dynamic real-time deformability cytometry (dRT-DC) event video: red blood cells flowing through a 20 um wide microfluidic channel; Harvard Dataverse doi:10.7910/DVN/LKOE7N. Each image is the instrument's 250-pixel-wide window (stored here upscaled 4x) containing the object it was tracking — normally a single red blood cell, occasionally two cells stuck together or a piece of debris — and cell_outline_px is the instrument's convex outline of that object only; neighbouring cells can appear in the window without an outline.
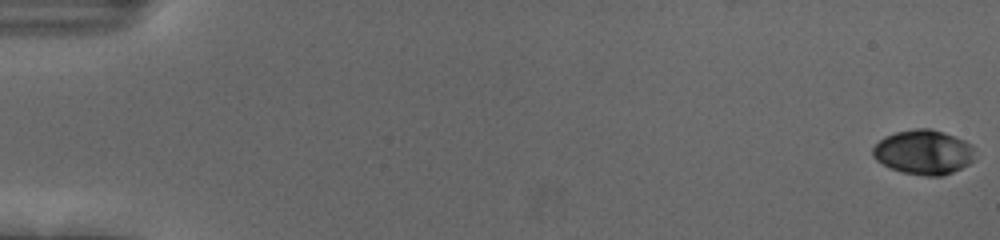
{"species": "human", "species_latin": "Homo sapiens", "temperature_condition": "cold", "stored_images_in_passage": 56, "camera_frame_rate_fps": 3000, "um_per_image_px": 0.085, "donor": {"sex": "female"}, "frame": {"image": 1, "passage_image": 1, "time_ms": 0.0, "image_size_px": [1000, 240], "cell_outline_px": [[972, 160], [968, 164], [944, 176], [924, 176], [904, 172], [892, 168], [876, 160], [872, 156], [872, 148], [884, 136], [896, 132], [916, 128], [928, 128], [944, 132], [964, 140], [972, 144]], "centroid_in_image_um": [78.48, 12.93], "position_along_channel_um": 6.5, "area_um2": 26.3}}
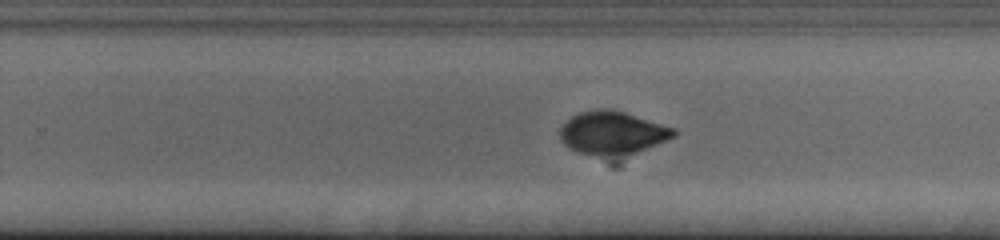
{"frame": {"image": 2, "passage_image": 37, "time_ms": 12.0, "image_size_px": [1000, 240], "cell_outline_px": [[676, 136], [628, 156], [596, 156], [580, 152], [564, 144], [560, 140], [560, 128], [572, 116], [580, 112], [600, 108], [612, 108], [676, 128]], "centroid_in_image_um": [52.08, 11.29], "position_along_channel_um": 277.7, "area_um2": 28.73}}
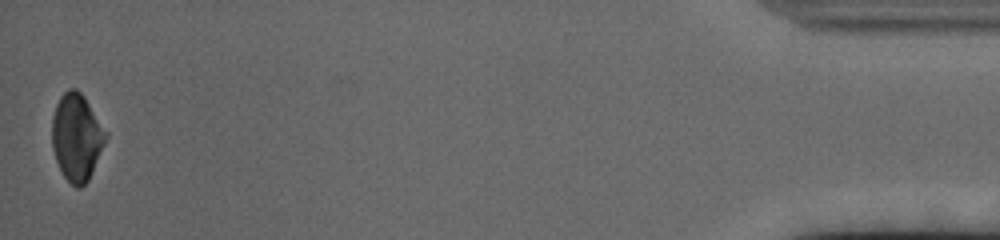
{"frame": {"image": 3, "passage_image": 56, "time_ms": 18.333, "image_size_px": [1000, 240], "cell_outline_px": [[108, 136], [92, 172], [88, 180], [80, 188], [76, 188], [64, 176], [56, 160], [52, 148], [52, 116], [56, 104], [60, 96], [68, 88], [76, 88], [84, 96], [108, 132]], "centroid_in_image_um": [6.52, 11.63], "position_along_channel_um": 428.7, "area_um2": 27.34}, "authors_computed_cell_mechanics": {"area_um2": 28.0041, "velocity_mm_per_s": 3.7022, "shape_relaxation_time_tau1_ms": 3.2303, "shape_relaxation_time_tau2_ms": 1.2665, "deformation_change_tau1": 0.1365, "deformation_change_tau2": 0.038}}